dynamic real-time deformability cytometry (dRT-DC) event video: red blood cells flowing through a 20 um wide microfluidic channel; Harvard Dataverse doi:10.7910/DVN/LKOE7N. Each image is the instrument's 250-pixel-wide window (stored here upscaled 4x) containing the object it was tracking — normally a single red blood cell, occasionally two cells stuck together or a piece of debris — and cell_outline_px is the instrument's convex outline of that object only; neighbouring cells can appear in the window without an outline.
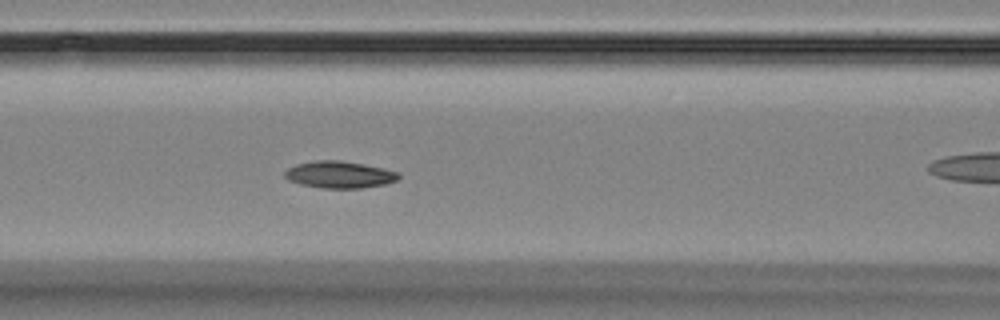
{"species": "Egyptian fruit bat (a non-hibernating species)", "species_latin": "Rousettus aegyptiacus", "temperature_condition": "room temperature", "stored_images_in_passage": 4, "camera_frame_rate_fps": 3000, "um_per_image_px": 0.085, "animal": {"sex": "female"}, "frame": {"image": 1, "passage_image": 4, "time_ms": 3.333, "image_size_px": [1000, 320], "cell_outline_px": [[400, 176], [396, 180], [384, 184], [360, 188], [324, 188], [300, 184], [288, 180], [284, 176], [284, 172], [288, 168], [296, 164], [316, 160], [340, 160], [364, 164], [384, 168], [396, 172]], "centroid_in_image_um": [28.82, 14.83], "position_along_channel_um": 137.8, "area_um2": 17.74}}